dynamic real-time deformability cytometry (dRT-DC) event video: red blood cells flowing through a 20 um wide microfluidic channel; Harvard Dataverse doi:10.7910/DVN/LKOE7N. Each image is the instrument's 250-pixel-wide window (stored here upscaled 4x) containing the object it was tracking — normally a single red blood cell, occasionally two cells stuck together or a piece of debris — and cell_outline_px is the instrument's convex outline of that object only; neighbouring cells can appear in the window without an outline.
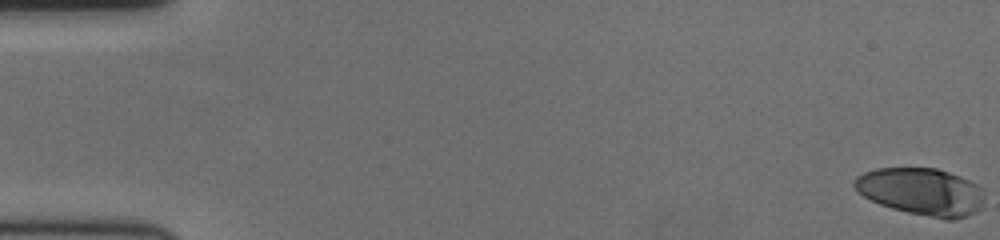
{"species": "human", "species_latin": "Homo sapiens", "temperature_condition": "cold", "stored_images_in_passage": 59, "camera_frame_rate_fps": 3000, "um_per_image_px": 0.085, "donor": {"sex": "female"}, "frame": {"image": 1, "passage_image": 1, "time_ms": 0.0, "image_size_px": [1000, 240], "cell_outline_px": [[984, 200], [980, 208], [976, 212], [968, 216], [956, 220], [948, 220], [908, 212], [892, 208], [880, 204], [864, 196], [852, 184], [852, 180], [856, 176], [864, 172], [876, 168], [936, 168], [960, 176], [984, 188]], "centroid_in_image_um": [78.35, 16.29], "position_along_channel_um": 6.6, "area_um2": 35.95}}
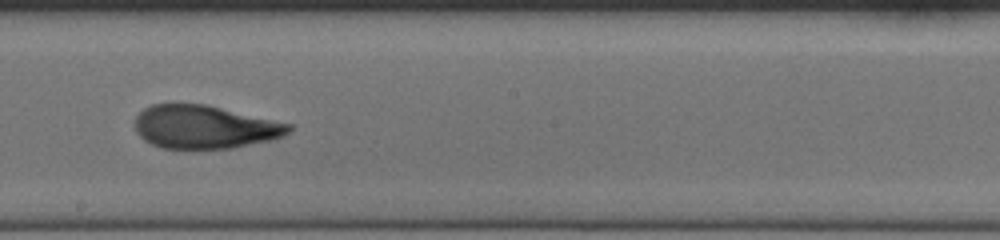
{"frame": {"image": 2, "passage_image": 34, "time_ms": 11.0, "image_size_px": [1000, 240], "cell_outline_px": [[292, 128], [284, 136], [272, 140], [232, 148], [160, 148], [144, 140], [136, 132], [132, 124], [136, 116], [144, 108], [152, 104], [208, 104], [292, 124]], "centroid_in_image_um": [17.38, 10.78], "position_along_channel_um": 230.8, "area_um2": 39.07}}
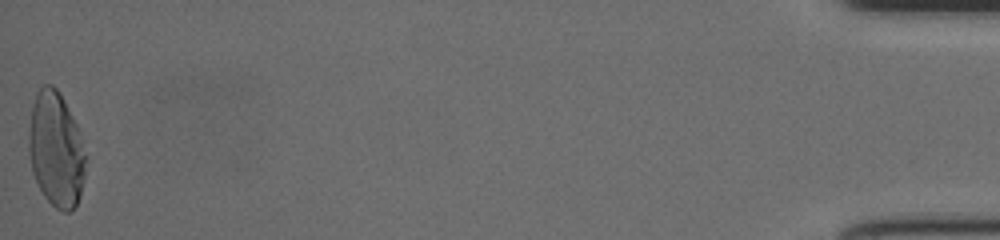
{"frame": {"image": 3, "passage_image": 59, "time_ms": 19.333, "image_size_px": [1000, 240], "cell_outline_px": [[88, 156], [80, 196], [76, 204], [68, 212], [64, 212], [56, 208], [44, 196], [32, 172], [28, 152], [28, 132], [32, 104], [36, 92], [44, 84], [52, 84], [60, 92], [76, 124]], "centroid_in_image_um": [4.76, 12.69], "position_along_channel_um": 430.4, "area_um2": 38.49}, "authors_computed_cell_mechanics": {"area_um2": 38.7838, "velocity_mm_per_s": 3.5771, "shape_relaxation_time_tau1_ms": 7.1833, "shape_relaxation_time_tau2_ms": 1.6734, "deformation_change_tau1": 0.2482, "deformation_change_tau2": 0.0889}}